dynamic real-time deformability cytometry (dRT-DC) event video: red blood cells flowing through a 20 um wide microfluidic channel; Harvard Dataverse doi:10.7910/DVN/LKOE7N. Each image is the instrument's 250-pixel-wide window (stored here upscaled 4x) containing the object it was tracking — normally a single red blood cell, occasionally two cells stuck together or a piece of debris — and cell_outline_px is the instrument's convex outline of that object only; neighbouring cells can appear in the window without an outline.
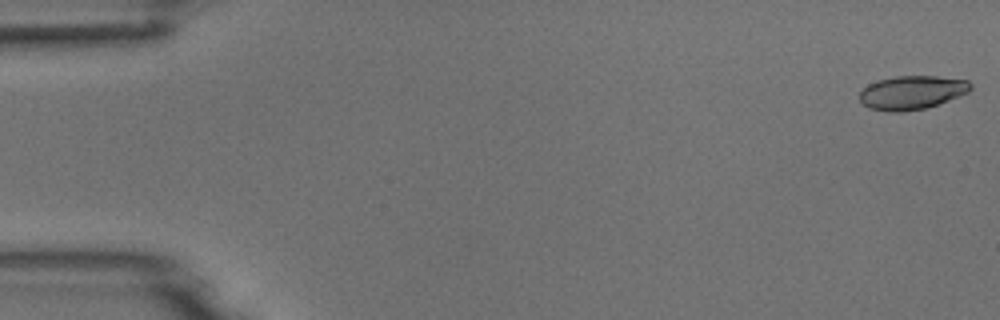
{"species": "common noctule bat (a hibernating species)", "species_latin": "Nyctalus noctula", "temperature_condition": "room temperature", "stored_images_in_passage": 53, "camera_frame_rate_fps": 3000, "um_per_image_px": 0.085, "animal": {"sex": "male", "body_mass_g": 18.8}, "frame": {"image": 1, "passage_image": 1, "time_ms": 0.0, "image_size_px": [1000, 320], "cell_outline_px": [[972, 88], [968, 92], [948, 100], [924, 108], [904, 112], [888, 112], [868, 108], [860, 100], [860, 92], [868, 84], [876, 80], [896, 76], [936, 76], [968, 80], [972, 84]], "centroid_in_image_um": [77.49, 7.86], "position_along_channel_um": 7.5, "area_um2": 21.79}}
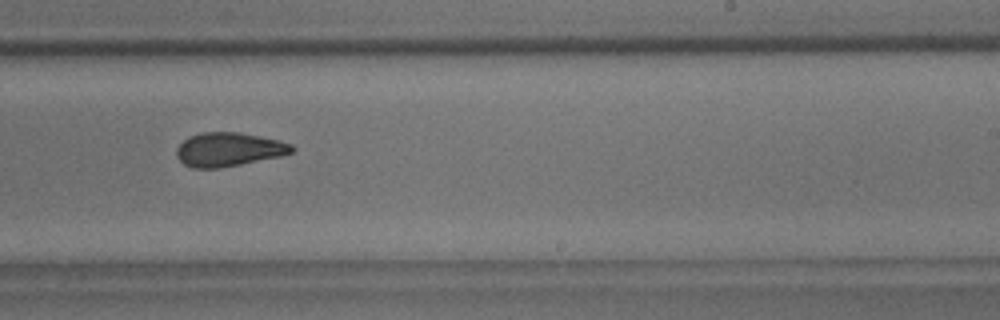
{"frame": {"image": 2, "passage_image": 33, "time_ms": 10.667, "image_size_px": [1000, 320], "cell_outline_px": [[296, 148], [292, 152], [280, 156], [220, 168], [192, 168], [184, 164], [176, 156], [176, 148], [188, 136], [204, 132], [236, 132], [260, 136], [292, 144]], "centroid_in_image_um": [19.41, 12.7], "position_along_channel_um": 269.6, "area_um2": 22.6}}
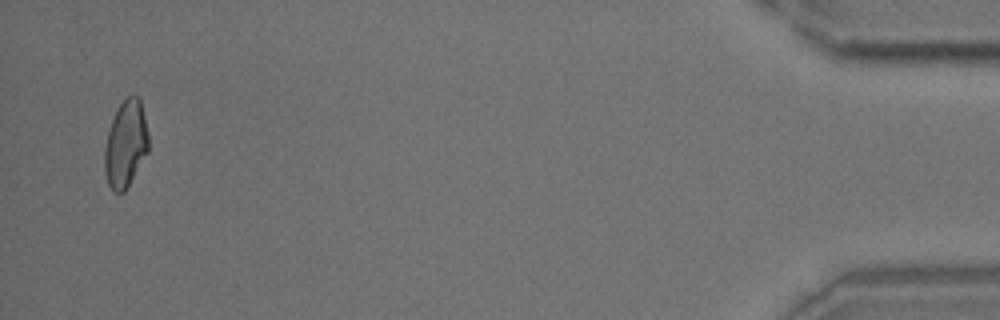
{"frame": {"image": 3, "passage_image": 52, "time_ms": 17.0, "image_size_px": [1000, 320], "cell_outline_px": [[148, 152], [124, 192], [112, 192], [108, 184], [104, 172], [104, 148], [108, 132], [116, 108], [128, 96], [136, 96], [140, 100], [148, 132]], "centroid_in_image_um": [10.66, 12.26], "position_along_channel_um": 424.5, "area_um2": 22.14}}